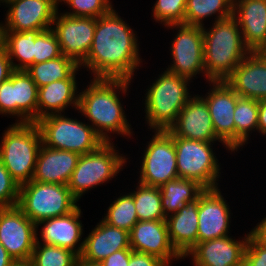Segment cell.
I'll list each match as a JSON object with an SVG mask.
<instances>
[{
  "label": "cell",
  "mask_w": 266,
  "mask_h": 266,
  "mask_svg": "<svg viewBox=\"0 0 266 266\" xmlns=\"http://www.w3.org/2000/svg\"><path fill=\"white\" fill-rule=\"evenodd\" d=\"M133 29L112 9L98 17L93 42L87 57L79 64L94 78L131 80L142 62Z\"/></svg>",
  "instance_id": "6da1fadb"
},
{
  "label": "cell",
  "mask_w": 266,
  "mask_h": 266,
  "mask_svg": "<svg viewBox=\"0 0 266 266\" xmlns=\"http://www.w3.org/2000/svg\"><path fill=\"white\" fill-rule=\"evenodd\" d=\"M130 83L131 80L123 78H93L89 87L79 93L77 110L92 122L91 126L104 142H112L108 133L132 136L117 95L120 91L125 94Z\"/></svg>",
  "instance_id": "7a4b0ae2"
},
{
  "label": "cell",
  "mask_w": 266,
  "mask_h": 266,
  "mask_svg": "<svg viewBox=\"0 0 266 266\" xmlns=\"http://www.w3.org/2000/svg\"><path fill=\"white\" fill-rule=\"evenodd\" d=\"M209 30L202 27L205 77L209 82L224 81L250 53L236 19L214 21Z\"/></svg>",
  "instance_id": "3957f363"
},
{
  "label": "cell",
  "mask_w": 266,
  "mask_h": 266,
  "mask_svg": "<svg viewBox=\"0 0 266 266\" xmlns=\"http://www.w3.org/2000/svg\"><path fill=\"white\" fill-rule=\"evenodd\" d=\"M190 80L166 69L145 94L146 121L155 130H168L177 120L180 110L192 97Z\"/></svg>",
  "instance_id": "277c9868"
},
{
  "label": "cell",
  "mask_w": 266,
  "mask_h": 266,
  "mask_svg": "<svg viewBox=\"0 0 266 266\" xmlns=\"http://www.w3.org/2000/svg\"><path fill=\"white\" fill-rule=\"evenodd\" d=\"M0 142V159L11 177L21 186L32 180L41 133L36 123H14L4 131Z\"/></svg>",
  "instance_id": "5b68a950"
},
{
  "label": "cell",
  "mask_w": 266,
  "mask_h": 266,
  "mask_svg": "<svg viewBox=\"0 0 266 266\" xmlns=\"http://www.w3.org/2000/svg\"><path fill=\"white\" fill-rule=\"evenodd\" d=\"M78 200L67 185L30 181L19 189L17 207L35 224L74 211Z\"/></svg>",
  "instance_id": "8992f818"
},
{
  "label": "cell",
  "mask_w": 266,
  "mask_h": 266,
  "mask_svg": "<svg viewBox=\"0 0 266 266\" xmlns=\"http://www.w3.org/2000/svg\"><path fill=\"white\" fill-rule=\"evenodd\" d=\"M35 123L40 130L42 144L49 148L83 155L105 143L91 125L62 114L48 115Z\"/></svg>",
  "instance_id": "52a82bcc"
},
{
  "label": "cell",
  "mask_w": 266,
  "mask_h": 266,
  "mask_svg": "<svg viewBox=\"0 0 266 266\" xmlns=\"http://www.w3.org/2000/svg\"><path fill=\"white\" fill-rule=\"evenodd\" d=\"M118 152L113 143L105 142L97 150L80 156L67 184L78 201L86 191L108 182L123 169L127 158Z\"/></svg>",
  "instance_id": "ba28073f"
},
{
  "label": "cell",
  "mask_w": 266,
  "mask_h": 266,
  "mask_svg": "<svg viewBox=\"0 0 266 266\" xmlns=\"http://www.w3.org/2000/svg\"><path fill=\"white\" fill-rule=\"evenodd\" d=\"M178 177L197 181L205 189L218 188L221 172L212 143L173 137Z\"/></svg>",
  "instance_id": "9c48e42d"
},
{
  "label": "cell",
  "mask_w": 266,
  "mask_h": 266,
  "mask_svg": "<svg viewBox=\"0 0 266 266\" xmlns=\"http://www.w3.org/2000/svg\"><path fill=\"white\" fill-rule=\"evenodd\" d=\"M144 150L139 183L161 187L178 178L173 136L166 130H155Z\"/></svg>",
  "instance_id": "30bf717a"
},
{
  "label": "cell",
  "mask_w": 266,
  "mask_h": 266,
  "mask_svg": "<svg viewBox=\"0 0 266 266\" xmlns=\"http://www.w3.org/2000/svg\"><path fill=\"white\" fill-rule=\"evenodd\" d=\"M38 87L25 70H14L0 85V114L17 116L16 123L37 121Z\"/></svg>",
  "instance_id": "8fae6325"
},
{
  "label": "cell",
  "mask_w": 266,
  "mask_h": 266,
  "mask_svg": "<svg viewBox=\"0 0 266 266\" xmlns=\"http://www.w3.org/2000/svg\"><path fill=\"white\" fill-rule=\"evenodd\" d=\"M165 27L178 29L172 41L173 64L167 70L191 80L196 74H205L203 30L200 26L173 24Z\"/></svg>",
  "instance_id": "7c38bea8"
},
{
  "label": "cell",
  "mask_w": 266,
  "mask_h": 266,
  "mask_svg": "<svg viewBox=\"0 0 266 266\" xmlns=\"http://www.w3.org/2000/svg\"><path fill=\"white\" fill-rule=\"evenodd\" d=\"M37 233L36 224L17 206L0 208V243L14 260L31 259Z\"/></svg>",
  "instance_id": "4fadbf2b"
},
{
  "label": "cell",
  "mask_w": 266,
  "mask_h": 266,
  "mask_svg": "<svg viewBox=\"0 0 266 266\" xmlns=\"http://www.w3.org/2000/svg\"><path fill=\"white\" fill-rule=\"evenodd\" d=\"M97 18L71 17L56 13L51 29L56 34L61 53L80 64L88 55Z\"/></svg>",
  "instance_id": "5bb4252c"
},
{
  "label": "cell",
  "mask_w": 266,
  "mask_h": 266,
  "mask_svg": "<svg viewBox=\"0 0 266 266\" xmlns=\"http://www.w3.org/2000/svg\"><path fill=\"white\" fill-rule=\"evenodd\" d=\"M6 7L3 31L48 30L58 12L55 0H13Z\"/></svg>",
  "instance_id": "9a60e30c"
},
{
  "label": "cell",
  "mask_w": 266,
  "mask_h": 266,
  "mask_svg": "<svg viewBox=\"0 0 266 266\" xmlns=\"http://www.w3.org/2000/svg\"><path fill=\"white\" fill-rule=\"evenodd\" d=\"M211 91L203 96L210 111L216 136L235 151V122L233 119L237 100L240 97L225 81H211Z\"/></svg>",
  "instance_id": "2e32d148"
},
{
  "label": "cell",
  "mask_w": 266,
  "mask_h": 266,
  "mask_svg": "<svg viewBox=\"0 0 266 266\" xmlns=\"http://www.w3.org/2000/svg\"><path fill=\"white\" fill-rule=\"evenodd\" d=\"M173 137L212 142H221L215 134L210 111L205 99L193 95L180 110L176 122L167 130Z\"/></svg>",
  "instance_id": "e0dca14e"
},
{
  "label": "cell",
  "mask_w": 266,
  "mask_h": 266,
  "mask_svg": "<svg viewBox=\"0 0 266 266\" xmlns=\"http://www.w3.org/2000/svg\"><path fill=\"white\" fill-rule=\"evenodd\" d=\"M129 238L133 251L157 256L167 266L171 260L184 259L170 242L166 220L138 221Z\"/></svg>",
  "instance_id": "ac0fdd59"
},
{
  "label": "cell",
  "mask_w": 266,
  "mask_h": 266,
  "mask_svg": "<svg viewBox=\"0 0 266 266\" xmlns=\"http://www.w3.org/2000/svg\"><path fill=\"white\" fill-rule=\"evenodd\" d=\"M218 188L199 195L197 242L223 238L229 234L230 208Z\"/></svg>",
  "instance_id": "d6986e66"
},
{
  "label": "cell",
  "mask_w": 266,
  "mask_h": 266,
  "mask_svg": "<svg viewBox=\"0 0 266 266\" xmlns=\"http://www.w3.org/2000/svg\"><path fill=\"white\" fill-rule=\"evenodd\" d=\"M255 229L256 226L246 234L243 240L226 236L197 242L186 256L191 255L194 266H243L247 241Z\"/></svg>",
  "instance_id": "ffe728a7"
},
{
  "label": "cell",
  "mask_w": 266,
  "mask_h": 266,
  "mask_svg": "<svg viewBox=\"0 0 266 266\" xmlns=\"http://www.w3.org/2000/svg\"><path fill=\"white\" fill-rule=\"evenodd\" d=\"M224 81L240 97L266 99V53L250 52Z\"/></svg>",
  "instance_id": "44dd1931"
},
{
  "label": "cell",
  "mask_w": 266,
  "mask_h": 266,
  "mask_svg": "<svg viewBox=\"0 0 266 266\" xmlns=\"http://www.w3.org/2000/svg\"><path fill=\"white\" fill-rule=\"evenodd\" d=\"M250 52L266 50V0H234L233 14Z\"/></svg>",
  "instance_id": "7402d4cb"
},
{
  "label": "cell",
  "mask_w": 266,
  "mask_h": 266,
  "mask_svg": "<svg viewBox=\"0 0 266 266\" xmlns=\"http://www.w3.org/2000/svg\"><path fill=\"white\" fill-rule=\"evenodd\" d=\"M80 217L81 209L78 206L68 215L39 221L36 224V229H38L39 225H44L40 232L43 244L69 249L80 256L84 243V241L80 240L83 234V224L79 220ZM80 241L81 243H79Z\"/></svg>",
  "instance_id": "603a6c76"
},
{
  "label": "cell",
  "mask_w": 266,
  "mask_h": 266,
  "mask_svg": "<svg viewBox=\"0 0 266 266\" xmlns=\"http://www.w3.org/2000/svg\"><path fill=\"white\" fill-rule=\"evenodd\" d=\"M80 154L41 145L31 181L67 185Z\"/></svg>",
  "instance_id": "cb8c5ba5"
},
{
  "label": "cell",
  "mask_w": 266,
  "mask_h": 266,
  "mask_svg": "<svg viewBox=\"0 0 266 266\" xmlns=\"http://www.w3.org/2000/svg\"><path fill=\"white\" fill-rule=\"evenodd\" d=\"M83 241L79 258L88 262L101 263L115 251L131 249L129 232L112 227L102 220Z\"/></svg>",
  "instance_id": "d4e9b609"
},
{
  "label": "cell",
  "mask_w": 266,
  "mask_h": 266,
  "mask_svg": "<svg viewBox=\"0 0 266 266\" xmlns=\"http://www.w3.org/2000/svg\"><path fill=\"white\" fill-rule=\"evenodd\" d=\"M199 197L166 217L172 246L183 257L197 244Z\"/></svg>",
  "instance_id": "484cf974"
},
{
  "label": "cell",
  "mask_w": 266,
  "mask_h": 266,
  "mask_svg": "<svg viewBox=\"0 0 266 266\" xmlns=\"http://www.w3.org/2000/svg\"><path fill=\"white\" fill-rule=\"evenodd\" d=\"M76 73L66 80L54 81L38 88L37 121L48 115L62 114L68 106L73 105L78 109Z\"/></svg>",
  "instance_id": "4316f807"
},
{
  "label": "cell",
  "mask_w": 266,
  "mask_h": 266,
  "mask_svg": "<svg viewBox=\"0 0 266 266\" xmlns=\"http://www.w3.org/2000/svg\"><path fill=\"white\" fill-rule=\"evenodd\" d=\"M164 215L176 213L187 202L193 201L205 190L197 181L176 178L159 187Z\"/></svg>",
  "instance_id": "83f0119b"
},
{
  "label": "cell",
  "mask_w": 266,
  "mask_h": 266,
  "mask_svg": "<svg viewBox=\"0 0 266 266\" xmlns=\"http://www.w3.org/2000/svg\"><path fill=\"white\" fill-rule=\"evenodd\" d=\"M41 30L3 31L2 46L14 70H26L34 64L35 38ZM16 59L19 63L13 62Z\"/></svg>",
  "instance_id": "f1b7e54d"
},
{
  "label": "cell",
  "mask_w": 266,
  "mask_h": 266,
  "mask_svg": "<svg viewBox=\"0 0 266 266\" xmlns=\"http://www.w3.org/2000/svg\"><path fill=\"white\" fill-rule=\"evenodd\" d=\"M79 68L80 65L76 61L62 54L58 58L32 64L25 71L39 88L54 81L66 80L75 71H79Z\"/></svg>",
  "instance_id": "f546056e"
},
{
  "label": "cell",
  "mask_w": 266,
  "mask_h": 266,
  "mask_svg": "<svg viewBox=\"0 0 266 266\" xmlns=\"http://www.w3.org/2000/svg\"><path fill=\"white\" fill-rule=\"evenodd\" d=\"M234 0H187L184 24L203 27V20L212 15L215 21L226 19L233 14Z\"/></svg>",
  "instance_id": "4dcf8cb0"
},
{
  "label": "cell",
  "mask_w": 266,
  "mask_h": 266,
  "mask_svg": "<svg viewBox=\"0 0 266 266\" xmlns=\"http://www.w3.org/2000/svg\"><path fill=\"white\" fill-rule=\"evenodd\" d=\"M259 101L255 99L239 97L234 110L235 122V150L245 145L249 140L250 131L258 128ZM255 129V130H254Z\"/></svg>",
  "instance_id": "1f68e13d"
},
{
  "label": "cell",
  "mask_w": 266,
  "mask_h": 266,
  "mask_svg": "<svg viewBox=\"0 0 266 266\" xmlns=\"http://www.w3.org/2000/svg\"><path fill=\"white\" fill-rule=\"evenodd\" d=\"M133 196L139 221L166 220L161 204L159 187L147 186L138 182Z\"/></svg>",
  "instance_id": "d6a6232c"
},
{
  "label": "cell",
  "mask_w": 266,
  "mask_h": 266,
  "mask_svg": "<svg viewBox=\"0 0 266 266\" xmlns=\"http://www.w3.org/2000/svg\"><path fill=\"white\" fill-rule=\"evenodd\" d=\"M102 221L112 227L130 232L133 226L139 221L133 196L130 193L120 195V197L110 204L106 216Z\"/></svg>",
  "instance_id": "836d02e7"
},
{
  "label": "cell",
  "mask_w": 266,
  "mask_h": 266,
  "mask_svg": "<svg viewBox=\"0 0 266 266\" xmlns=\"http://www.w3.org/2000/svg\"><path fill=\"white\" fill-rule=\"evenodd\" d=\"M36 237L31 260L34 266H76L79 256L69 249L40 243Z\"/></svg>",
  "instance_id": "e575fe53"
},
{
  "label": "cell",
  "mask_w": 266,
  "mask_h": 266,
  "mask_svg": "<svg viewBox=\"0 0 266 266\" xmlns=\"http://www.w3.org/2000/svg\"><path fill=\"white\" fill-rule=\"evenodd\" d=\"M187 0H156L153 17L156 22L164 26L184 24V16Z\"/></svg>",
  "instance_id": "d590c367"
},
{
  "label": "cell",
  "mask_w": 266,
  "mask_h": 266,
  "mask_svg": "<svg viewBox=\"0 0 266 266\" xmlns=\"http://www.w3.org/2000/svg\"><path fill=\"white\" fill-rule=\"evenodd\" d=\"M64 3L71 8L64 14L71 17L98 18L109 13L113 9L110 0H65Z\"/></svg>",
  "instance_id": "8d00e7d4"
},
{
  "label": "cell",
  "mask_w": 266,
  "mask_h": 266,
  "mask_svg": "<svg viewBox=\"0 0 266 266\" xmlns=\"http://www.w3.org/2000/svg\"><path fill=\"white\" fill-rule=\"evenodd\" d=\"M58 39L50 28L41 31L35 38L34 64L52 60L61 56Z\"/></svg>",
  "instance_id": "74e56055"
},
{
  "label": "cell",
  "mask_w": 266,
  "mask_h": 266,
  "mask_svg": "<svg viewBox=\"0 0 266 266\" xmlns=\"http://www.w3.org/2000/svg\"><path fill=\"white\" fill-rule=\"evenodd\" d=\"M243 266H266V238L257 229L247 241Z\"/></svg>",
  "instance_id": "f35d334b"
},
{
  "label": "cell",
  "mask_w": 266,
  "mask_h": 266,
  "mask_svg": "<svg viewBox=\"0 0 266 266\" xmlns=\"http://www.w3.org/2000/svg\"><path fill=\"white\" fill-rule=\"evenodd\" d=\"M19 184L11 177L0 159V208L17 206Z\"/></svg>",
  "instance_id": "ab89813d"
},
{
  "label": "cell",
  "mask_w": 266,
  "mask_h": 266,
  "mask_svg": "<svg viewBox=\"0 0 266 266\" xmlns=\"http://www.w3.org/2000/svg\"><path fill=\"white\" fill-rule=\"evenodd\" d=\"M126 266H167L157 256L136 252H131L129 264Z\"/></svg>",
  "instance_id": "60d3db41"
},
{
  "label": "cell",
  "mask_w": 266,
  "mask_h": 266,
  "mask_svg": "<svg viewBox=\"0 0 266 266\" xmlns=\"http://www.w3.org/2000/svg\"><path fill=\"white\" fill-rule=\"evenodd\" d=\"M132 249L115 251L101 262L102 266H126L129 264Z\"/></svg>",
  "instance_id": "b9f144b4"
},
{
  "label": "cell",
  "mask_w": 266,
  "mask_h": 266,
  "mask_svg": "<svg viewBox=\"0 0 266 266\" xmlns=\"http://www.w3.org/2000/svg\"><path fill=\"white\" fill-rule=\"evenodd\" d=\"M14 71L11 61L8 58L6 49L0 47V85L9 79L11 73Z\"/></svg>",
  "instance_id": "7bdbcfd3"
},
{
  "label": "cell",
  "mask_w": 266,
  "mask_h": 266,
  "mask_svg": "<svg viewBox=\"0 0 266 266\" xmlns=\"http://www.w3.org/2000/svg\"><path fill=\"white\" fill-rule=\"evenodd\" d=\"M257 131L266 135V99L259 100Z\"/></svg>",
  "instance_id": "ee69618b"
},
{
  "label": "cell",
  "mask_w": 266,
  "mask_h": 266,
  "mask_svg": "<svg viewBox=\"0 0 266 266\" xmlns=\"http://www.w3.org/2000/svg\"><path fill=\"white\" fill-rule=\"evenodd\" d=\"M14 259L0 243V266H10Z\"/></svg>",
  "instance_id": "f6af8a7d"
},
{
  "label": "cell",
  "mask_w": 266,
  "mask_h": 266,
  "mask_svg": "<svg viewBox=\"0 0 266 266\" xmlns=\"http://www.w3.org/2000/svg\"><path fill=\"white\" fill-rule=\"evenodd\" d=\"M10 266H34L31 259L27 260H14Z\"/></svg>",
  "instance_id": "bcb514c9"
},
{
  "label": "cell",
  "mask_w": 266,
  "mask_h": 266,
  "mask_svg": "<svg viewBox=\"0 0 266 266\" xmlns=\"http://www.w3.org/2000/svg\"><path fill=\"white\" fill-rule=\"evenodd\" d=\"M76 266H102V265L101 263L88 262L79 258Z\"/></svg>",
  "instance_id": "7dc6e473"
},
{
  "label": "cell",
  "mask_w": 266,
  "mask_h": 266,
  "mask_svg": "<svg viewBox=\"0 0 266 266\" xmlns=\"http://www.w3.org/2000/svg\"><path fill=\"white\" fill-rule=\"evenodd\" d=\"M256 228H266V217L257 224Z\"/></svg>",
  "instance_id": "c3c4849f"
},
{
  "label": "cell",
  "mask_w": 266,
  "mask_h": 266,
  "mask_svg": "<svg viewBox=\"0 0 266 266\" xmlns=\"http://www.w3.org/2000/svg\"><path fill=\"white\" fill-rule=\"evenodd\" d=\"M3 39V24L0 23V47L2 46Z\"/></svg>",
  "instance_id": "681fc988"
},
{
  "label": "cell",
  "mask_w": 266,
  "mask_h": 266,
  "mask_svg": "<svg viewBox=\"0 0 266 266\" xmlns=\"http://www.w3.org/2000/svg\"><path fill=\"white\" fill-rule=\"evenodd\" d=\"M266 238V228H256Z\"/></svg>",
  "instance_id": "f907efd6"
},
{
  "label": "cell",
  "mask_w": 266,
  "mask_h": 266,
  "mask_svg": "<svg viewBox=\"0 0 266 266\" xmlns=\"http://www.w3.org/2000/svg\"><path fill=\"white\" fill-rule=\"evenodd\" d=\"M11 1H13V0H0V3L2 2V3H5V5H6V4H8L9 2H11Z\"/></svg>",
  "instance_id": "816d5d0a"
},
{
  "label": "cell",
  "mask_w": 266,
  "mask_h": 266,
  "mask_svg": "<svg viewBox=\"0 0 266 266\" xmlns=\"http://www.w3.org/2000/svg\"><path fill=\"white\" fill-rule=\"evenodd\" d=\"M62 1L64 2L65 0H55L57 5L59 4V2H62Z\"/></svg>",
  "instance_id": "f5cc1de1"
}]
</instances>
